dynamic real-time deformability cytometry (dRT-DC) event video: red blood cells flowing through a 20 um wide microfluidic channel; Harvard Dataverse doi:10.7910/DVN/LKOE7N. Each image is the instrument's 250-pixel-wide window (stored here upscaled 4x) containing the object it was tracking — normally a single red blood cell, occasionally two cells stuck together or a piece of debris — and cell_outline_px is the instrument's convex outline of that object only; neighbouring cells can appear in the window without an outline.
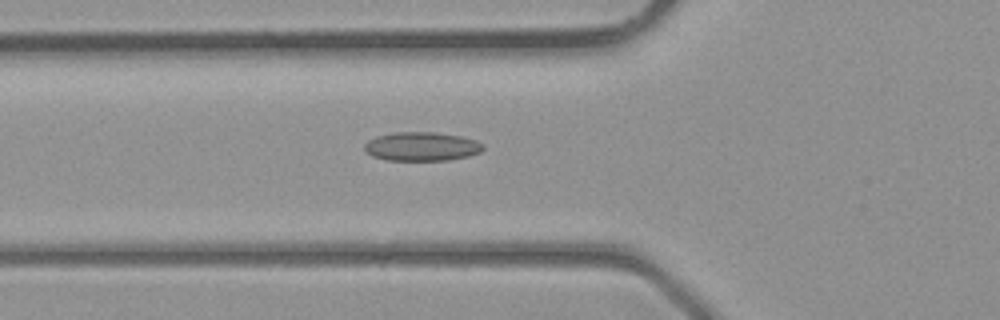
{"species": "common noctule bat (a hibernating species)", "species_latin": "Nyctalus noctula", "temperature_condition": "room temperature", "stored_images_in_passage": 27, "camera_frame_rate_fps": 3000, "um_per_image_px": 0.085, "animal": {"sex": "male", "body_mass_g": 23.1, "forearm_length_mm": 52.7}, "frame": {"image": 1, "passage_image": 2, "time_ms": 0.333, "image_size_px": [1000, 320], "cell_outline_px": [[484, 148], [480, 152], [468, 156], [448, 160], [384, 160], [372, 156], [364, 152], [364, 144], [368, 140], [376, 136], [396, 132], [432, 132], [460, 136], [476, 140], [484, 144]], "centroid_in_image_um": [35.81, 12.45], "position_along_channel_um": 90.0, "area_um2": 20.06}}
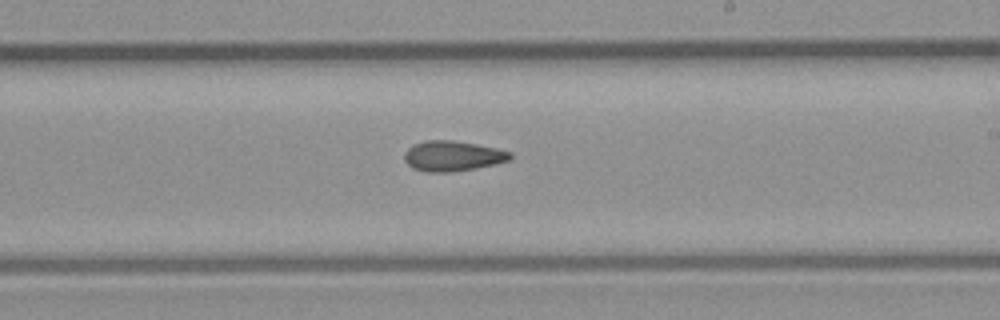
{"frame": {"image": 2, "passage_image": 11, "time_ms": 3.333, "image_size_px": [1000, 320], "cell_outline_px": [[512, 160], [496, 164], [476, 168], [452, 172], [428, 172], [412, 168], [404, 160], [404, 152], [408, 148], [416, 144], [428, 140], [452, 140], [476, 144], [496, 148], [512, 152]], "centroid_in_image_um": [38.5, 13.27], "position_along_channel_um": 250.5, "area_um2": 18.73}}
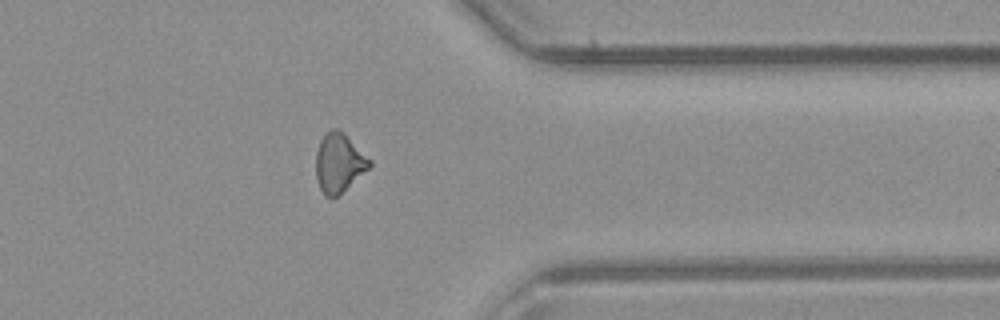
{"frame": {"image": 3, "passage_image": 19, "time_ms": 6.0, "image_size_px": [1000, 320], "cell_outline_px": [[372, 164], [368, 168], [332, 200], [324, 196], [316, 180], [316, 152], [320, 140], [324, 132], [332, 128], [336, 128], [344, 132], [372, 160]], "centroid_in_image_um": [28.78, 13.81], "position_along_channel_um": 382.6, "area_um2": 18.55}}